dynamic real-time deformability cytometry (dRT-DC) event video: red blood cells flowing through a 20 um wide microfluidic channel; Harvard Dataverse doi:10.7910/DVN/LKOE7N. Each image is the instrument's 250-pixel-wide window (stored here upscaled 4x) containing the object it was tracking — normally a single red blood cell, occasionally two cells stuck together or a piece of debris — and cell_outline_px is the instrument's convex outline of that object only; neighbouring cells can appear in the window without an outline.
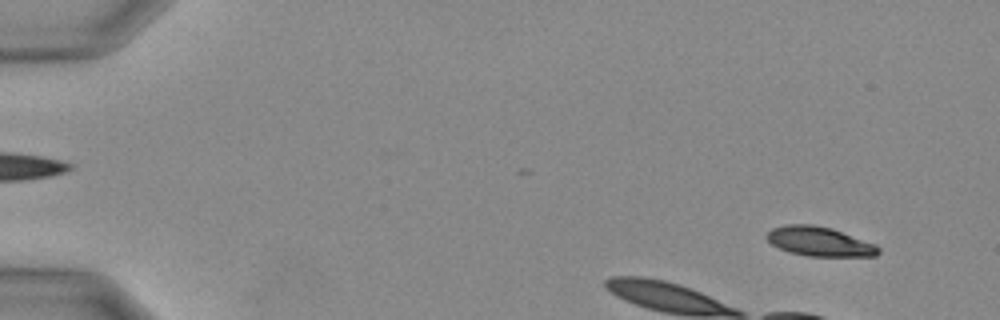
{"species": "Egyptian fruit bat (a non-hibernating species)", "species_latin": "Rousettus aegyptiacus", "temperature_condition": "warm", "stored_images_in_passage": 8, "camera_frame_rate_fps": 3000, "um_per_image_px": 0.085, "animal": {"sex": "female"}, "frame": {"image": 1, "passage_image": 2, "time_ms": 0.333, "image_size_px": [1000, 320], "cell_outline_px": [[880, 252], [876, 256], [808, 256], [792, 252], [780, 248], [772, 244], [768, 240], [768, 232], [772, 228], [784, 224], [812, 224], [832, 228], [876, 244], [880, 248]], "centroid_in_image_um": [69.69, 20.52], "position_along_channel_um": 15.3, "area_um2": 19.02}}